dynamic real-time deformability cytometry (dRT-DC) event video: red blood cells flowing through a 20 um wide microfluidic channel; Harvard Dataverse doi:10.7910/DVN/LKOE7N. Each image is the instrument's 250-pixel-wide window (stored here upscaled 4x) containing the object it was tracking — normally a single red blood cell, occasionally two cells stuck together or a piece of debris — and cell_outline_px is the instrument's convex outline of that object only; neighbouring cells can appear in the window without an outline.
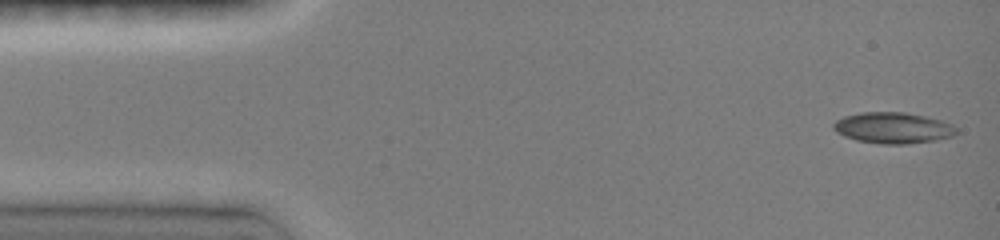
{"species": "common noctule bat (a hibernating species)", "species_latin": "Nyctalus noctula", "temperature_condition": "room temperature", "stored_images_in_passage": 50, "camera_frame_rate_fps": 3000, "um_per_image_px": 0.085, "animal": {"sex": "female", "body_mass_g": 19.0, "forearm_length_mm": 51.5}, "frame": {"image": 1, "passage_image": 1, "time_ms": 0.0, "image_size_px": [1000, 240], "cell_outline_px": [[956, 132], [952, 136], [932, 140], [904, 144], [884, 144], [856, 140], [844, 136], [836, 132], [832, 128], [832, 124], [836, 120], [844, 116], [860, 112], [904, 112], [928, 116], [952, 124], [956, 128]], "centroid_in_image_um": [75.86, 10.85], "position_along_channel_um": 9.1, "area_um2": 22.2}}
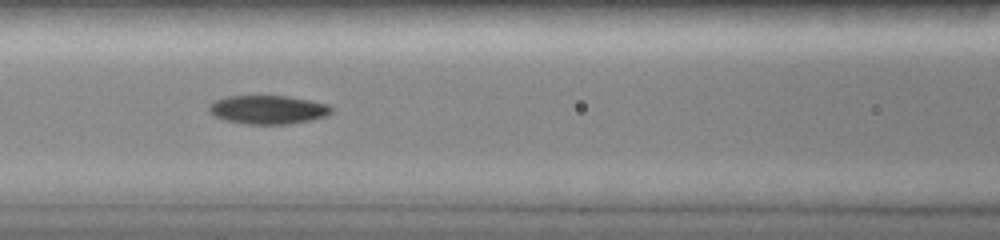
{"frame": {"image": 2, "passage_image": 17, "time_ms": 6.0, "image_size_px": [1000, 240], "cell_outline_px": [[332, 112], [324, 116], [312, 120], [288, 124], [248, 124], [224, 120], [212, 116], [208, 112], [208, 104], [224, 96], [288, 96], [328, 104], [332, 108]], "centroid_in_image_um": [22.72, 9.32], "position_along_channel_um": 143.9, "area_um2": 20.58}}
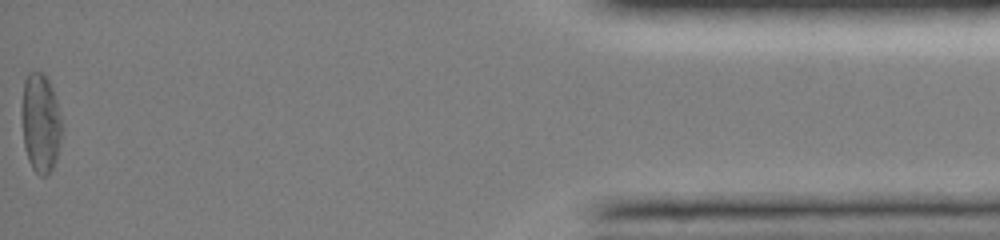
{"frame": {"image": 3, "passage_image": 50, "time_ms": 15.0, "image_size_px": [1000, 240], "cell_outline_px": [[64, 128], [56, 160], [48, 176], [40, 176], [32, 168], [28, 160], [24, 148], [20, 112], [24, 80], [28, 72], [32, 68], [44, 72], [52, 88], [56, 100]], "centroid_in_image_um": [3.44, 10.42], "position_along_channel_um": 431.8, "area_um2": 24.1}, "authors_computed_cell_mechanics": {"area_um2": 20.7502, "velocity_mm_per_s": 4.0969, "shape_relaxation_time_tau1_ms": 5.1273, "shape_relaxation_time_tau2_ms": null, "deformation_change_tau1": 0.1509, "deformation_change_tau2": null}}